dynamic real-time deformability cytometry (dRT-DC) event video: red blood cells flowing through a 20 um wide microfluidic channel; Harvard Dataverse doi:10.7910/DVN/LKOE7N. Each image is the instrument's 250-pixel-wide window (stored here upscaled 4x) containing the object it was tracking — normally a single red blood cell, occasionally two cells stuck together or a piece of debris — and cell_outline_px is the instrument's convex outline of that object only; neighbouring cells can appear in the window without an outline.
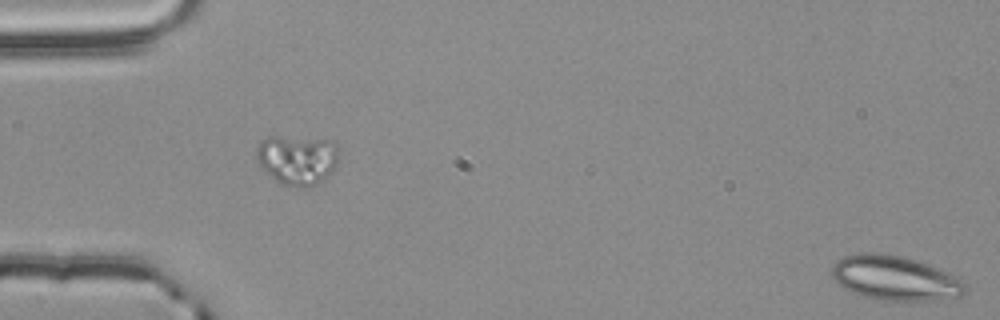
{"species": "common noctule bat (a hibernating species)", "species_latin": "Nyctalus noctula", "temperature_condition": "room temperature", "stored_images_in_passage": 19, "segment_of_instrument_passage": [2, 2], "camera_frame_rate_fps": 3000, "um_per_image_px": 0.085, "animal": {"sex": "male", "body_mass_g": 20.4}, "frame": {"image": 1, "passage_image": 19, "time_ms": 6.0, "image_size_px": [1000, 320], "cell_outline_px": [[968, 292], [960, 296], [924, 300], [876, 300], [860, 296], [844, 288], [832, 276], [832, 264], [836, 260], [844, 256], [860, 252], [876, 252], [900, 256], [916, 260], [948, 272], [960, 280], [968, 288]], "centroid_in_image_um": [76.03, 23.63], "position_along_channel_um": 9.0, "area_um2": 34.51}}